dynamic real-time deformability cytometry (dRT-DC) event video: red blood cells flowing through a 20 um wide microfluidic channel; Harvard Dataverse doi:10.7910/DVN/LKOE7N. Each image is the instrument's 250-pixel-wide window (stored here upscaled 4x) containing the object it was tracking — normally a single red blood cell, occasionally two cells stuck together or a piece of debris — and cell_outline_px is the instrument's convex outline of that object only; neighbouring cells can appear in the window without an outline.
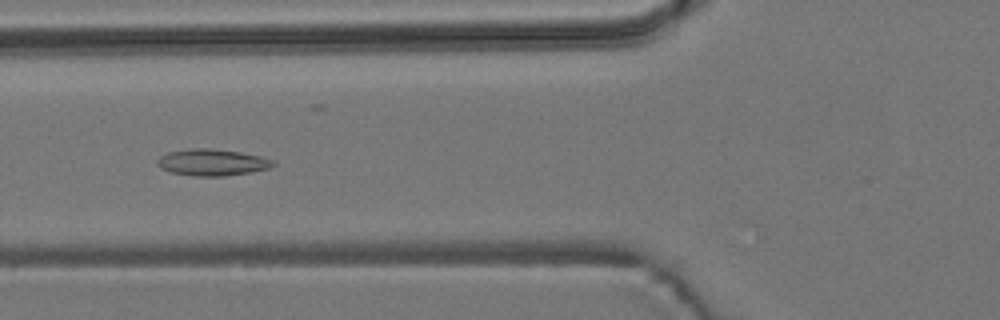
{"species": "common noctule bat (a hibernating species)", "species_latin": "Nyctalus noctula", "temperature_condition": "room temperature", "stored_images_in_passage": 8, "camera_frame_rate_fps": 3000, "um_per_image_px": 0.085, "animal": {"sex": "male", "body_mass_g": 19.2, "forearm_length_mm": 51.8}, "frame": {"image": 1, "passage_image": 6, "time_ms": 5.667, "image_size_px": [1000, 320], "cell_outline_px": [[276, 164], [268, 168], [252, 172], [224, 176], [196, 176], [172, 172], [160, 168], [156, 164], [156, 160], [160, 156], [168, 152], [192, 148], [212, 148], [240, 152], [260, 156], [272, 160]], "centroid_in_image_um": [18.01, 13.8], "position_along_channel_um": 107.8, "area_um2": 17.92}}
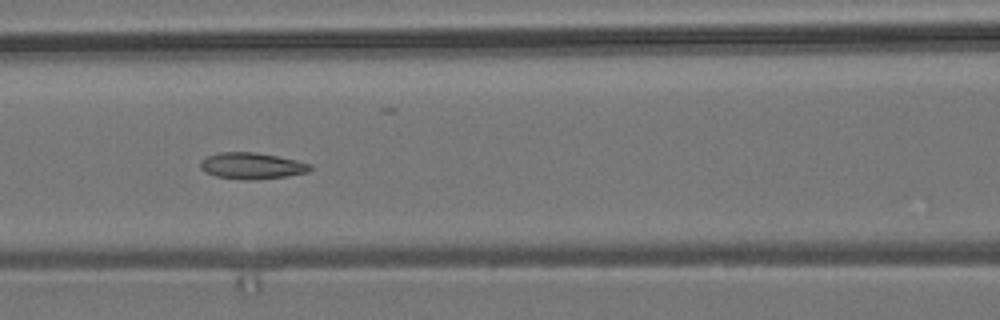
{"frame": {"image": 2, "passage_image": 7, "time_ms": 6.667, "image_size_px": [1000, 320], "cell_outline_px": [[312, 168], [308, 172], [288, 176], [248, 180], [244, 180], [216, 176], [204, 172], [200, 168], [200, 160], [204, 156], [220, 152], [256, 152], [296, 160], [312, 164]], "centroid_in_image_um": [21.37, 14.09], "position_along_channel_um": 145.2, "area_um2": 16.99}}
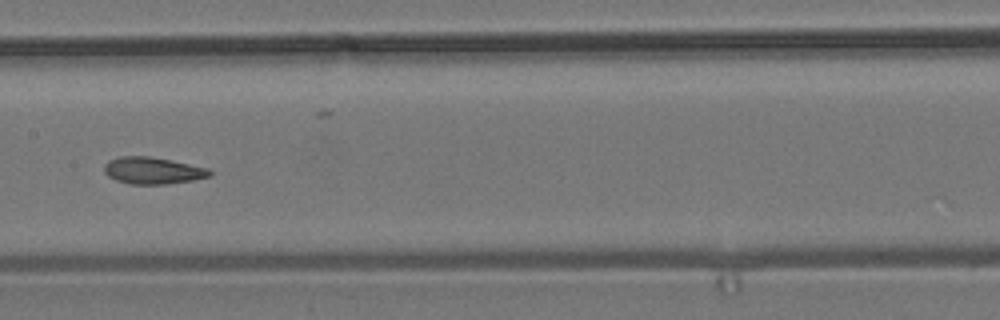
{"frame": {"image": 3, "passage_image": 8, "time_ms": 8.0, "image_size_px": [1000, 320], "cell_outline_px": [[212, 176], [192, 180], [168, 184], [128, 184], [116, 180], [108, 176], [104, 172], [104, 164], [108, 160], [120, 156], [148, 156], [208, 168], [212, 172]], "centroid_in_image_um": [12.95, 14.5], "position_along_channel_um": 194.4, "area_um2": 16.47}}